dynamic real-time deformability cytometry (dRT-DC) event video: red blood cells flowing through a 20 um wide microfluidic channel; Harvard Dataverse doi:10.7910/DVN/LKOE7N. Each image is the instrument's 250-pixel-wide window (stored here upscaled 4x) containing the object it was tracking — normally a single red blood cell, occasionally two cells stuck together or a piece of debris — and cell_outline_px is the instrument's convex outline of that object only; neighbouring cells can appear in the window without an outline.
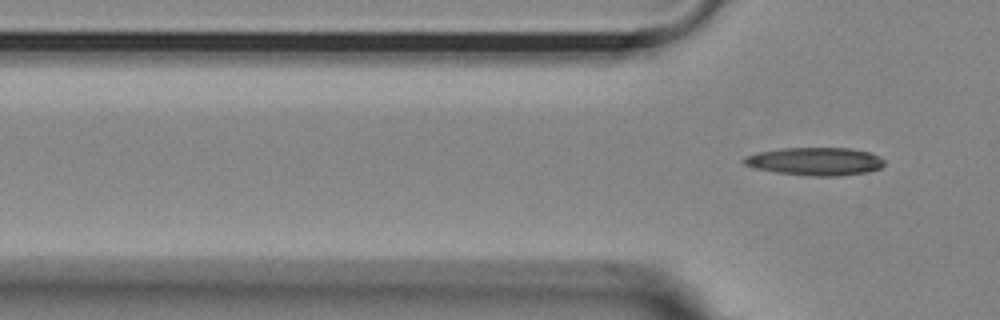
{"species": "Egyptian fruit bat (a non-hibernating species)", "species_latin": "Rousettus aegyptiacus", "temperature_condition": "room temperature", "stored_images_in_passage": 5, "camera_frame_rate_fps": 3000, "um_per_image_px": 0.085, "animal": {"sex": "female"}, "frame": {"image": 1, "passage_image": 5, "time_ms": 1.333, "image_size_px": [1000, 320], "cell_outline_px": [[884, 164], [880, 168], [868, 172], [840, 176], [812, 176], [776, 172], [756, 168], [744, 164], [740, 160], [744, 156], [756, 152], [780, 148], [852, 148], [868, 152], [880, 156], [884, 160]], "centroid_in_image_um": [69.27, 13.71], "position_along_channel_um": 56.5, "area_um2": 23.06}}